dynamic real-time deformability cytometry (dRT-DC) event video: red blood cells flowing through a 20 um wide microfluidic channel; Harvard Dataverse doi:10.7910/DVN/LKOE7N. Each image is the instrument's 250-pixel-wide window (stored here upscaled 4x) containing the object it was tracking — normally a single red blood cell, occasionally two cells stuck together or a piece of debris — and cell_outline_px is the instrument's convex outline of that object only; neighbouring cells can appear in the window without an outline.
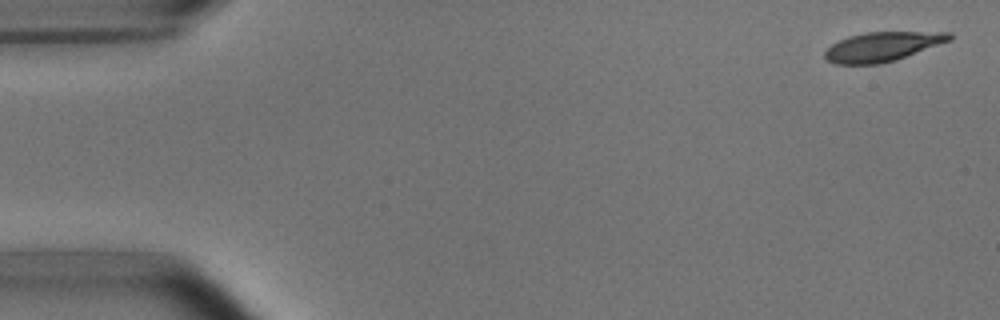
{"species": "common noctule bat (a hibernating species)", "species_latin": "Nyctalus noctula", "temperature_condition": "room temperature", "stored_images_in_passage": 5, "camera_frame_rate_fps": 3000, "um_per_image_px": 0.085, "animal": {"sex": "male", "body_mass_g": 15.6}, "frame": {"image": 1, "passage_image": 1, "time_ms": 0.0, "image_size_px": [1000, 320], "cell_outline_px": [[952, 40], [896, 60], [880, 64], [836, 64], [828, 60], [824, 56], [824, 52], [832, 44], [848, 36], [864, 32], [952, 32]], "centroid_in_image_um": [75.02, 3.96], "position_along_channel_um": 10.0, "area_um2": 21.33}}
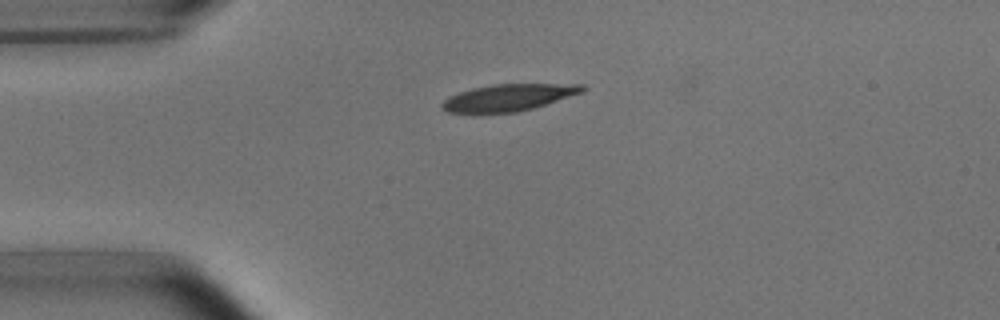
{"frame": {"image": 2, "passage_image": 4, "time_ms": 3.667, "image_size_px": [1000, 320], "cell_outline_px": [[588, 88], [584, 92], [532, 108], [516, 112], [448, 112], [440, 108], [440, 104], [448, 96], [472, 88], [492, 84], [584, 84]], "centroid_in_image_um": [43.24, 8.27], "position_along_channel_um": 41.8, "area_um2": 21.79}}